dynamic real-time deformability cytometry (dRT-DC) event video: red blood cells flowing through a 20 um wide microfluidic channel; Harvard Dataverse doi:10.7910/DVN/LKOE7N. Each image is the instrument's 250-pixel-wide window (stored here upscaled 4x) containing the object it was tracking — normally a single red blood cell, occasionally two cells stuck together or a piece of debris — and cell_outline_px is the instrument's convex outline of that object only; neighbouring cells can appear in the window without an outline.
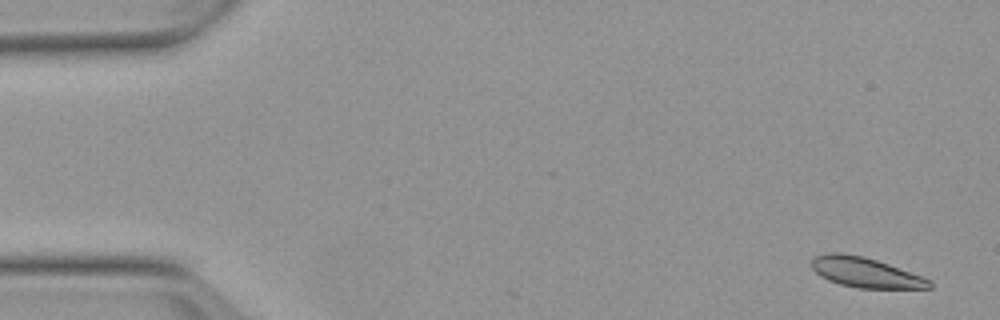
{"species": "Egyptian fruit bat (a non-hibernating species)", "species_latin": "Rousettus aegyptiacus", "temperature_condition": "warm", "stored_images_in_passage": 54, "camera_frame_rate_fps": 3000, "um_per_image_px": 0.085, "animal": {"sex": "female"}, "frame": {"image": 1, "passage_image": 3, "time_ms": 0.667, "image_size_px": [1000, 320], "cell_outline_px": [[932, 288], [856, 288], [840, 284], [828, 280], [820, 276], [812, 268], [812, 260], [816, 256], [824, 252], [844, 252], [864, 256], [888, 264], [920, 276], [928, 280], [932, 284]], "centroid_in_image_um": [73.49, 23.14], "position_along_channel_um": 11.5, "area_um2": 20.46}}
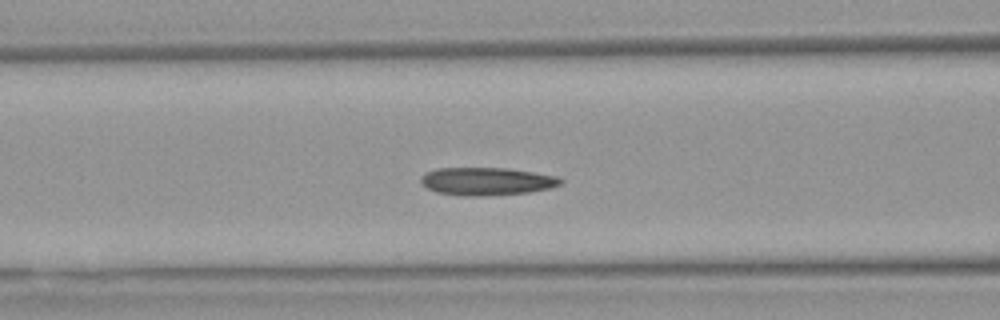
{"frame": {"image": 2, "passage_image": 22, "time_ms": 7.0, "image_size_px": [1000, 320], "cell_outline_px": [[564, 180], [560, 184], [548, 188], [528, 192], [484, 196], [460, 196], [436, 192], [420, 184], [420, 176], [424, 172], [436, 168], [508, 168], [556, 176]], "centroid_in_image_um": [41.29, 15.41], "position_along_channel_um": 125.3, "area_um2": 22.77}}
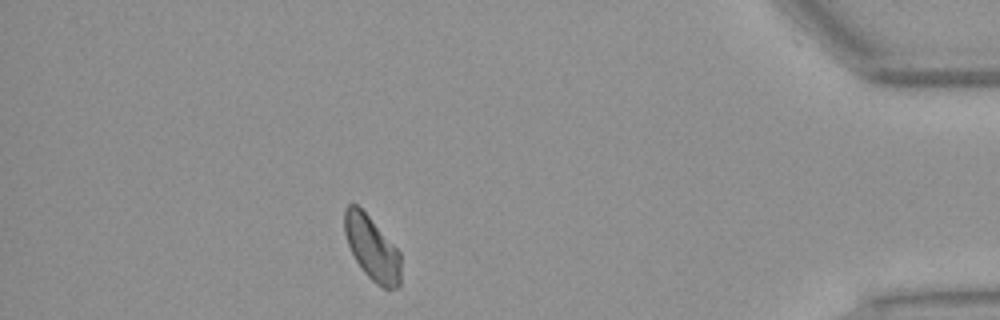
{"frame": {"image": 3, "passage_image": 48, "time_ms": 15.667, "image_size_px": [1000, 320], "cell_outline_px": [[400, 284], [396, 288], [384, 288], [376, 284], [364, 272], [356, 260], [348, 244], [344, 232], [344, 208], [348, 204], [356, 204], [368, 216], [400, 252]], "centroid_in_image_um": [31.61, 21.1], "position_along_channel_um": 403.6, "area_um2": 20.63}, "authors_computed_cell_mechanics": {"area_um2": 21.5305, "velocity_mm_per_s": 3.7775, "shape_relaxation_time_tau1_ms": 5.7907, "shape_relaxation_time_tau2_ms": 8.3084, "deformation_change_tau1": 0.1523, "deformation_change_tau2": 0.165}}